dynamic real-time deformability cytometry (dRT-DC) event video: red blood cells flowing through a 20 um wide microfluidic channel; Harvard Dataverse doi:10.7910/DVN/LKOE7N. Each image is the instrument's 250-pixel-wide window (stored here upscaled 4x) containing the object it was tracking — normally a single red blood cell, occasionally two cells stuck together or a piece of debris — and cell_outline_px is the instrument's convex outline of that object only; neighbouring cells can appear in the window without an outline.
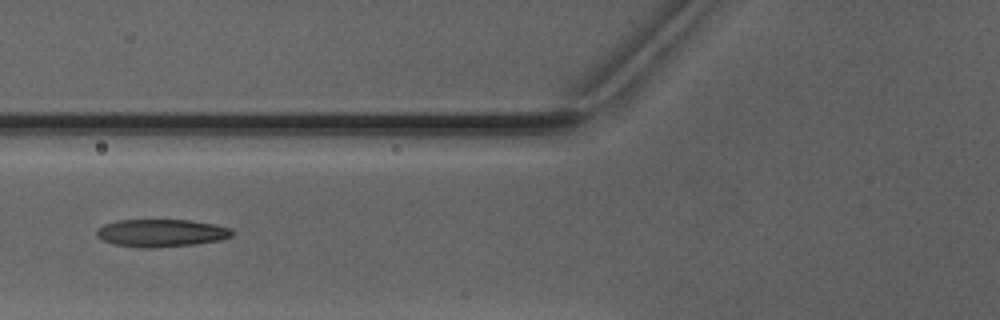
{"species": "Egyptian fruit bat (a non-hibernating species)", "species_latin": "Rousettus aegyptiacus", "temperature_condition": "warm", "stored_images_in_passage": 3, "camera_frame_rate_fps": 3000, "um_per_image_px": 0.085, "animal": {"sex": "male"}, "frame": {"image": 1, "passage_image": 3, "time_ms": 2.333, "image_size_px": [1000, 320], "cell_outline_px": [[232, 236], [220, 240], [196, 244], [152, 248], [136, 248], [112, 244], [96, 236], [96, 228], [104, 224], [116, 220], [188, 220], [216, 224], [228, 228], [232, 232]], "centroid_in_image_um": [13.65, 19.81], "position_along_channel_um": 112.2, "area_um2": 21.96}}